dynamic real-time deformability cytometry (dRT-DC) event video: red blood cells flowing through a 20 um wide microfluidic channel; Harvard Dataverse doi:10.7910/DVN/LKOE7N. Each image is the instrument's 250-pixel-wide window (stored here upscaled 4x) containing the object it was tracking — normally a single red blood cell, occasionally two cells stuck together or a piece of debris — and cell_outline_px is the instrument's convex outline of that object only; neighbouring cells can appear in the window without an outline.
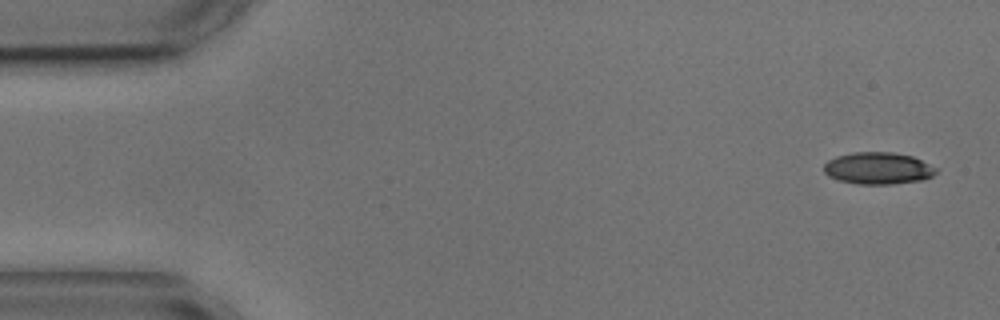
{"species": "common noctule bat (a hibernating species)", "species_latin": "Nyctalus noctula", "temperature_condition": "cold", "stored_images_in_passage": 9, "camera_frame_rate_fps": 3000, "um_per_image_px": 0.085, "animal": {"sex": "male", "body_mass_g": 17.9, "forearm_length_mm": 54.2}, "frame": {"image": 1, "passage_image": 1, "time_ms": 0.0, "image_size_px": [1000, 320], "cell_outline_px": [[936, 172], [932, 176], [924, 180], [892, 184], [856, 184], [840, 180], [828, 176], [824, 172], [824, 164], [828, 160], [836, 156], [852, 152], [892, 152], [912, 156], [936, 168]], "centroid_in_image_um": [74.61, 14.3], "position_along_channel_um": 10.4, "area_um2": 20.87}}
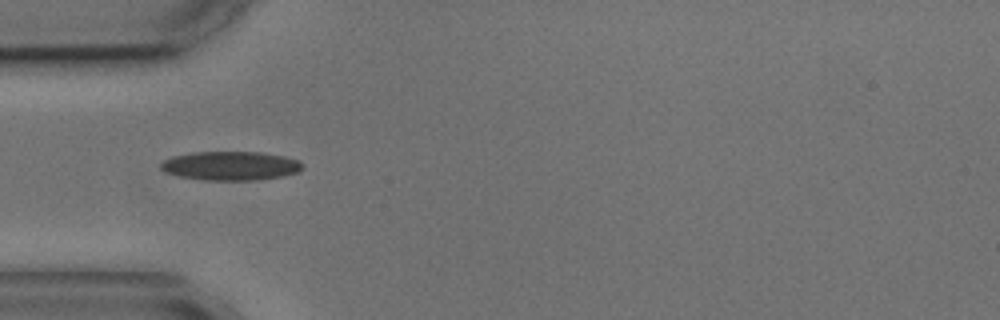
{"frame": {"image": 2, "passage_image": 4, "time_ms": 4.667, "image_size_px": [1000, 320], "cell_outline_px": [[304, 168], [300, 172], [280, 176], [256, 180], [204, 180], [180, 176], [164, 172], [160, 168], [160, 164], [164, 160], [172, 156], [192, 152], [260, 152], [284, 156], [300, 160], [304, 164]], "centroid_in_image_um": [19.62, 14.09], "position_along_channel_um": 65.4, "area_um2": 24.04}}